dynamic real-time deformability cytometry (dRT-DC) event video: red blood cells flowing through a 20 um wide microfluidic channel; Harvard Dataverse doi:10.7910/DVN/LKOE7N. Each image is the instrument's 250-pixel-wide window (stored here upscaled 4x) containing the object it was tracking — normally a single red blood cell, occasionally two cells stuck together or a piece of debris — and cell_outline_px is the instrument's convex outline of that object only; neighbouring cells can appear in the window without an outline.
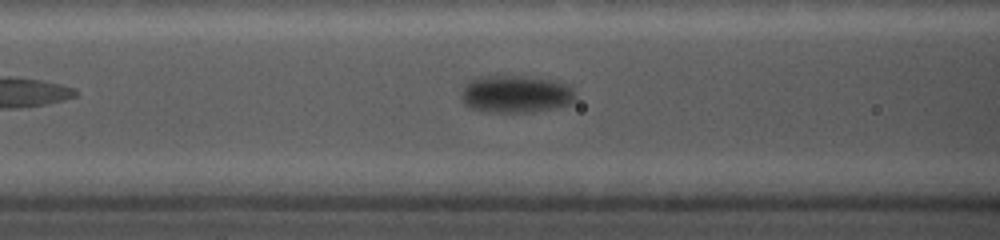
{"species": "common noctule bat (a hibernating species)", "species_latin": "Nyctalus noctula", "temperature_condition": "cold", "stored_images_in_passage": 17, "camera_frame_rate_fps": 5000, "um_per_image_px": 0.085, "animal": {"sex": "female", "body_mass_g": 19.0, "forearm_length_mm": 56.7}, "frame": {"image": 1, "passage_image": 10, "time_ms": 1.8, "image_size_px": [1000, 240], "cell_outline_px": [[576, 96], [572, 104], [556, 108], [532, 112], [484, 112], [468, 108], [464, 104], [460, 96], [468, 80], [476, 76], [496, 72], [556, 80], [568, 84], [576, 92]], "centroid_in_image_um": [43.81, 7.95], "position_along_channel_um": 122.8, "area_um2": 26.3}}